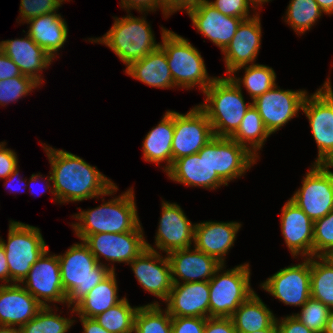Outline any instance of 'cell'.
<instances>
[{
  "label": "cell",
  "instance_id": "9",
  "mask_svg": "<svg viewBox=\"0 0 333 333\" xmlns=\"http://www.w3.org/2000/svg\"><path fill=\"white\" fill-rule=\"evenodd\" d=\"M318 147L314 164L333 162V90L330 78L315 93L306 95L302 110Z\"/></svg>",
  "mask_w": 333,
  "mask_h": 333
},
{
  "label": "cell",
  "instance_id": "7",
  "mask_svg": "<svg viewBox=\"0 0 333 333\" xmlns=\"http://www.w3.org/2000/svg\"><path fill=\"white\" fill-rule=\"evenodd\" d=\"M6 254L10 284L22 283L32 265L48 248L40 228L10 220L7 242L0 237Z\"/></svg>",
  "mask_w": 333,
  "mask_h": 333
},
{
  "label": "cell",
  "instance_id": "48",
  "mask_svg": "<svg viewBox=\"0 0 333 333\" xmlns=\"http://www.w3.org/2000/svg\"><path fill=\"white\" fill-rule=\"evenodd\" d=\"M204 333H237L231 318H206Z\"/></svg>",
  "mask_w": 333,
  "mask_h": 333
},
{
  "label": "cell",
  "instance_id": "53",
  "mask_svg": "<svg viewBox=\"0 0 333 333\" xmlns=\"http://www.w3.org/2000/svg\"><path fill=\"white\" fill-rule=\"evenodd\" d=\"M19 176V167L16 168L11 174L9 177H7L5 180L7 182H5V186L7 188H10L11 191H14V192H20L19 190H23V186H26L25 189H27L28 187V183L27 180L24 178V179H21V177H18ZM13 181H16L18 182L17 184L20 185L19 187H15L14 185V182ZM15 187V188H14Z\"/></svg>",
  "mask_w": 333,
  "mask_h": 333
},
{
  "label": "cell",
  "instance_id": "43",
  "mask_svg": "<svg viewBox=\"0 0 333 333\" xmlns=\"http://www.w3.org/2000/svg\"><path fill=\"white\" fill-rule=\"evenodd\" d=\"M64 1L66 0H20L18 20L25 24L38 16L57 12Z\"/></svg>",
  "mask_w": 333,
  "mask_h": 333
},
{
  "label": "cell",
  "instance_id": "52",
  "mask_svg": "<svg viewBox=\"0 0 333 333\" xmlns=\"http://www.w3.org/2000/svg\"><path fill=\"white\" fill-rule=\"evenodd\" d=\"M83 326L82 333H111L102 327L95 318L78 316Z\"/></svg>",
  "mask_w": 333,
  "mask_h": 333
},
{
  "label": "cell",
  "instance_id": "42",
  "mask_svg": "<svg viewBox=\"0 0 333 333\" xmlns=\"http://www.w3.org/2000/svg\"><path fill=\"white\" fill-rule=\"evenodd\" d=\"M333 250V210L314 221L313 256H326Z\"/></svg>",
  "mask_w": 333,
  "mask_h": 333
},
{
  "label": "cell",
  "instance_id": "41",
  "mask_svg": "<svg viewBox=\"0 0 333 333\" xmlns=\"http://www.w3.org/2000/svg\"><path fill=\"white\" fill-rule=\"evenodd\" d=\"M40 84L29 76H18L0 80V105L16 102L38 88Z\"/></svg>",
  "mask_w": 333,
  "mask_h": 333
},
{
  "label": "cell",
  "instance_id": "45",
  "mask_svg": "<svg viewBox=\"0 0 333 333\" xmlns=\"http://www.w3.org/2000/svg\"><path fill=\"white\" fill-rule=\"evenodd\" d=\"M206 318L172 317V333H204Z\"/></svg>",
  "mask_w": 333,
  "mask_h": 333
},
{
  "label": "cell",
  "instance_id": "60",
  "mask_svg": "<svg viewBox=\"0 0 333 333\" xmlns=\"http://www.w3.org/2000/svg\"><path fill=\"white\" fill-rule=\"evenodd\" d=\"M249 4H251V6L253 7L252 9H254L253 11L256 12L255 10L257 8L260 7V5L262 6V4L267 3L271 0H247Z\"/></svg>",
  "mask_w": 333,
  "mask_h": 333
},
{
  "label": "cell",
  "instance_id": "18",
  "mask_svg": "<svg viewBox=\"0 0 333 333\" xmlns=\"http://www.w3.org/2000/svg\"><path fill=\"white\" fill-rule=\"evenodd\" d=\"M162 256L159 252L146 248L128 265L144 291L165 302L173 281L168 258Z\"/></svg>",
  "mask_w": 333,
  "mask_h": 333
},
{
  "label": "cell",
  "instance_id": "25",
  "mask_svg": "<svg viewBox=\"0 0 333 333\" xmlns=\"http://www.w3.org/2000/svg\"><path fill=\"white\" fill-rule=\"evenodd\" d=\"M241 226L236 221L195 223L193 246L225 265V257L234 245Z\"/></svg>",
  "mask_w": 333,
  "mask_h": 333
},
{
  "label": "cell",
  "instance_id": "37",
  "mask_svg": "<svg viewBox=\"0 0 333 333\" xmlns=\"http://www.w3.org/2000/svg\"><path fill=\"white\" fill-rule=\"evenodd\" d=\"M323 13L315 0H290L284 21L299 36L312 29Z\"/></svg>",
  "mask_w": 333,
  "mask_h": 333
},
{
  "label": "cell",
  "instance_id": "12",
  "mask_svg": "<svg viewBox=\"0 0 333 333\" xmlns=\"http://www.w3.org/2000/svg\"><path fill=\"white\" fill-rule=\"evenodd\" d=\"M140 223L133 231L124 233H98L88 235L83 242L88 246L97 262L106 261L125 263L132 262L146 249V240Z\"/></svg>",
  "mask_w": 333,
  "mask_h": 333
},
{
  "label": "cell",
  "instance_id": "24",
  "mask_svg": "<svg viewBox=\"0 0 333 333\" xmlns=\"http://www.w3.org/2000/svg\"><path fill=\"white\" fill-rule=\"evenodd\" d=\"M209 281L173 284L165 301L171 317L209 318Z\"/></svg>",
  "mask_w": 333,
  "mask_h": 333
},
{
  "label": "cell",
  "instance_id": "2",
  "mask_svg": "<svg viewBox=\"0 0 333 333\" xmlns=\"http://www.w3.org/2000/svg\"><path fill=\"white\" fill-rule=\"evenodd\" d=\"M118 190L115 184L105 195L102 203L96 208L83 210L73 215L78 220L72 223L76 236L83 241L88 235L98 233H124L133 231L141 222L139 220L133 188L126 190L118 197L105 202L103 196H111Z\"/></svg>",
  "mask_w": 333,
  "mask_h": 333
},
{
  "label": "cell",
  "instance_id": "61",
  "mask_svg": "<svg viewBox=\"0 0 333 333\" xmlns=\"http://www.w3.org/2000/svg\"><path fill=\"white\" fill-rule=\"evenodd\" d=\"M323 165L326 167V168H333V162H326V163H323ZM329 173L331 174L332 178H333V171H330L329 170Z\"/></svg>",
  "mask_w": 333,
  "mask_h": 333
},
{
  "label": "cell",
  "instance_id": "22",
  "mask_svg": "<svg viewBox=\"0 0 333 333\" xmlns=\"http://www.w3.org/2000/svg\"><path fill=\"white\" fill-rule=\"evenodd\" d=\"M281 231L291 255L313 257L314 221L289 199L281 209Z\"/></svg>",
  "mask_w": 333,
  "mask_h": 333
},
{
  "label": "cell",
  "instance_id": "50",
  "mask_svg": "<svg viewBox=\"0 0 333 333\" xmlns=\"http://www.w3.org/2000/svg\"><path fill=\"white\" fill-rule=\"evenodd\" d=\"M199 0H160L163 17L168 18L169 15L177 11L187 12L190 8H193Z\"/></svg>",
  "mask_w": 333,
  "mask_h": 333
},
{
  "label": "cell",
  "instance_id": "16",
  "mask_svg": "<svg viewBox=\"0 0 333 333\" xmlns=\"http://www.w3.org/2000/svg\"><path fill=\"white\" fill-rule=\"evenodd\" d=\"M207 152L211 169L227 185L243 176L257 161L250 151L231 137L214 136L207 143Z\"/></svg>",
  "mask_w": 333,
  "mask_h": 333
},
{
  "label": "cell",
  "instance_id": "29",
  "mask_svg": "<svg viewBox=\"0 0 333 333\" xmlns=\"http://www.w3.org/2000/svg\"><path fill=\"white\" fill-rule=\"evenodd\" d=\"M57 12L38 16L26 22L29 25L27 34L43 48L54 60L58 51L68 38V25Z\"/></svg>",
  "mask_w": 333,
  "mask_h": 333
},
{
  "label": "cell",
  "instance_id": "14",
  "mask_svg": "<svg viewBox=\"0 0 333 333\" xmlns=\"http://www.w3.org/2000/svg\"><path fill=\"white\" fill-rule=\"evenodd\" d=\"M280 269L260 287L285 305L302 307L311 297L310 258Z\"/></svg>",
  "mask_w": 333,
  "mask_h": 333
},
{
  "label": "cell",
  "instance_id": "44",
  "mask_svg": "<svg viewBox=\"0 0 333 333\" xmlns=\"http://www.w3.org/2000/svg\"><path fill=\"white\" fill-rule=\"evenodd\" d=\"M207 2L225 16L242 18L246 20L259 13L256 12L253 15H249L251 12V6L247 0H207Z\"/></svg>",
  "mask_w": 333,
  "mask_h": 333
},
{
  "label": "cell",
  "instance_id": "32",
  "mask_svg": "<svg viewBox=\"0 0 333 333\" xmlns=\"http://www.w3.org/2000/svg\"><path fill=\"white\" fill-rule=\"evenodd\" d=\"M230 318L237 333H252L269 328L277 317L255 292L238 307Z\"/></svg>",
  "mask_w": 333,
  "mask_h": 333
},
{
  "label": "cell",
  "instance_id": "10",
  "mask_svg": "<svg viewBox=\"0 0 333 333\" xmlns=\"http://www.w3.org/2000/svg\"><path fill=\"white\" fill-rule=\"evenodd\" d=\"M290 198L313 221L333 210V178L323 164H312Z\"/></svg>",
  "mask_w": 333,
  "mask_h": 333
},
{
  "label": "cell",
  "instance_id": "21",
  "mask_svg": "<svg viewBox=\"0 0 333 333\" xmlns=\"http://www.w3.org/2000/svg\"><path fill=\"white\" fill-rule=\"evenodd\" d=\"M191 248L178 249L166 254L173 284L210 281L223 265L214 257L195 247Z\"/></svg>",
  "mask_w": 333,
  "mask_h": 333
},
{
  "label": "cell",
  "instance_id": "51",
  "mask_svg": "<svg viewBox=\"0 0 333 333\" xmlns=\"http://www.w3.org/2000/svg\"><path fill=\"white\" fill-rule=\"evenodd\" d=\"M23 76L19 67L0 50V80Z\"/></svg>",
  "mask_w": 333,
  "mask_h": 333
},
{
  "label": "cell",
  "instance_id": "20",
  "mask_svg": "<svg viewBox=\"0 0 333 333\" xmlns=\"http://www.w3.org/2000/svg\"><path fill=\"white\" fill-rule=\"evenodd\" d=\"M261 28L258 13L240 23L234 37L222 51L226 75L229 76L239 67L254 64L261 47Z\"/></svg>",
  "mask_w": 333,
  "mask_h": 333
},
{
  "label": "cell",
  "instance_id": "1",
  "mask_svg": "<svg viewBox=\"0 0 333 333\" xmlns=\"http://www.w3.org/2000/svg\"><path fill=\"white\" fill-rule=\"evenodd\" d=\"M43 148L51 164V183L58 203L99 199L115 185L96 166L90 165L79 156L52 148L45 143Z\"/></svg>",
  "mask_w": 333,
  "mask_h": 333
},
{
  "label": "cell",
  "instance_id": "34",
  "mask_svg": "<svg viewBox=\"0 0 333 333\" xmlns=\"http://www.w3.org/2000/svg\"><path fill=\"white\" fill-rule=\"evenodd\" d=\"M242 68L245 70L244 77H236V73ZM229 77L239 88L242 85L246 88L252 101L276 85V73L273 68L258 63L239 67Z\"/></svg>",
  "mask_w": 333,
  "mask_h": 333
},
{
  "label": "cell",
  "instance_id": "54",
  "mask_svg": "<svg viewBox=\"0 0 333 333\" xmlns=\"http://www.w3.org/2000/svg\"><path fill=\"white\" fill-rule=\"evenodd\" d=\"M0 281L3 283V285L10 284L8 262L4 251V247L1 245V243H0Z\"/></svg>",
  "mask_w": 333,
  "mask_h": 333
},
{
  "label": "cell",
  "instance_id": "11",
  "mask_svg": "<svg viewBox=\"0 0 333 333\" xmlns=\"http://www.w3.org/2000/svg\"><path fill=\"white\" fill-rule=\"evenodd\" d=\"M214 136L207 114L198 105L186 114L174 111L172 164L176 159L197 154Z\"/></svg>",
  "mask_w": 333,
  "mask_h": 333
},
{
  "label": "cell",
  "instance_id": "47",
  "mask_svg": "<svg viewBox=\"0 0 333 333\" xmlns=\"http://www.w3.org/2000/svg\"><path fill=\"white\" fill-rule=\"evenodd\" d=\"M120 6L124 10H127V13H130V10L136 9L137 11L144 13L154 12L157 9L162 10L160 0H121Z\"/></svg>",
  "mask_w": 333,
  "mask_h": 333
},
{
  "label": "cell",
  "instance_id": "55",
  "mask_svg": "<svg viewBox=\"0 0 333 333\" xmlns=\"http://www.w3.org/2000/svg\"><path fill=\"white\" fill-rule=\"evenodd\" d=\"M49 174H50V176H47V178L45 177V180L47 179V181L44 182L46 185H43L44 186L43 187L44 190L42 191L41 194H43L44 192H46V190H48V188H50L49 192H51L54 195L53 199L55 200V202H57L56 201V197H55V192H54L53 184L50 183V181H52V176H51L50 172H49ZM40 178H41V180L43 179V181H44V177L40 173H38V174H32L31 177L29 178V181L27 183H28L29 188L31 187L30 188L31 192L34 191L33 187H32V183H34V184L36 183L37 184V182H38V180ZM43 181H42V183H43ZM29 183L31 184V186H30ZM32 194H35V193L32 192Z\"/></svg>",
  "mask_w": 333,
  "mask_h": 333
},
{
  "label": "cell",
  "instance_id": "58",
  "mask_svg": "<svg viewBox=\"0 0 333 333\" xmlns=\"http://www.w3.org/2000/svg\"><path fill=\"white\" fill-rule=\"evenodd\" d=\"M279 328L277 322L275 321L269 328H265L263 330L254 331L252 333H278Z\"/></svg>",
  "mask_w": 333,
  "mask_h": 333
},
{
  "label": "cell",
  "instance_id": "59",
  "mask_svg": "<svg viewBox=\"0 0 333 333\" xmlns=\"http://www.w3.org/2000/svg\"><path fill=\"white\" fill-rule=\"evenodd\" d=\"M0 333H20L19 328L14 326L0 325Z\"/></svg>",
  "mask_w": 333,
  "mask_h": 333
},
{
  "label": "cell",
  "instance_id": "49",
  "mask_svg": "<svg viewBox=\"0 0 333 333\" xmlns=\"http://www.w3.org/2000/svg\"><path fill=\"white\" fill-rule=\"evenodd\" d=\"M276 322L280 333H315L292 314L281 319L276 318Z\"/></svg>",
  "mask_w": 333,
  "mask_h": 333
},
{
  "label": "cell",
  "instance_id": "62",
  "mask_svg": "<svg viewBox=\"0 0 333 333\" xmlns=\"http://www.w3.org/2000/svg\"><path fill=\"white\" fill-rule=\"evenodd\" d=\"M325 257L333 265V250L330 251Z\"/></svg>",
  "mask_w": 333,
  "mask_h": 333
},
{
  "label": "cell",
  "instance_id": "57",
  "mask_svg": "<svg viewBox=\"0 0 333 333\" xmlns=\"http://www.w3.org/2000/svg\"><path fill=\"white\" fill-rule=\"evenodd\" d=\"M324 333H333V309L330 311Z\"/></svg>",
  "mask_w": 333,
  "mask_h": 333
},
{
  "label": "cell",
  "instance_id": "27",
  "mask_svg": "<svg viewBox=\"0 0 333 333\" xmlns=\"http://www.w3.org/2000/svg\"><path fill=\"white\" fill-rule=\"evenodd\" d=\"M0 50L17 64L22 75L33 78L40 85L44 82L42 71L51 65L53 59L27 33L24 38L2 40Z\"/></svg>",
  "mask_w": 333,
  "mask_h": 333
},
{
  "label": "cell",
  "instance_id": "15",
  "mask_svg": "<svg viewBox=\"0 0 333 333\" xmlns=\"http://www.w3.org/2000/svg\"><path fill=\"white\" fill-rule=\"evenodd\" d=\"M306 90H283L276 84L252 101L270 134L279 131L302 110Z\"/></svg>",
  "mask_w": 333,
  "mask_h": 333
},
{
  "label": "cell",
  "instance_id": "40",
  "mask_svg": "<svg viewBox=\"0 0 333 333\" xmlns=\"http://www.w3.org/2000/svg\"><path fill=\"white\" fill-rule=\"evenodd\" d=\"M331 309L321 301L309 298L299 313H293L301 323L315 333H324Z\"/></svg>",
  "mask_w": 333,
  "mask_h": 333
},
{
  "label": "cell",
  "instance_id": "36",
  "mask_svg": "<svg viewBox=\"0 0 333 333\" xmlns=\"http://www.w3.org/2000/svg\"><path fill=\"white\" fill-rule=\"evenodd\" d=\"M134 333H172V317L158 301L139 306L134 318Z\"/></svg>",
  "mask_w": 333,
  "mask_h": 333
},
{
  "label": "cell",
  "instance_id": "38",
  "mask_svg": "<svg viewBox=\"0 0 333 333\" xmlns=\"http://www.w3.org/2000/svg\"><path fill=\"white\" fill-rule=\"evenodd\" d=\"M139 306L132 307L126 297L95 319L111 333H134V318Z\"/></svg>",
  "mask_w": 333,
  "mask_h": 333
},
{
  "label": "cell",
  "instance_id": "4",
  "mask_svg": "<svg viewBox=\"0 0 333 333\" xmlns=\"http://www.w3.org/2000/svg\"><path fill=\"white\" fill-rule=\"evenodd\" d=\"M203 94L205 101L198 106L207 114L214 135L231 137L239 128L252 102L245 103L242 88L229 76L216 77Z\"/></svg>",
  "mask_w": 333,
  "mask_h": 333
},
{
  "label": "cell",
  "instance_id": "31",
  "mask_svg": "<svg viewBox=\"0 0 333 333\" xmlns=\"http://www.w3.org/2000/svg\"><path fill=\"white\" fill-rule=\"evenodd\" d=\"M124 297L118 296V284L115 271L93 288L71 309V313L87 318H95L109 308L120 303Z\"/></svg>",
  "mask_w": 333,
  "mask_h": 333
},
{
  "label": "cell",
  "instance_id": "23",
  "mask_svg": "<svg viewBox=\"0 0 333 333\" xmlns=\"http://www.w3.org/2000/svg\"><path fill=\"white\" fill-rule=\"evenodd\" d=\"M170 180L207 190L228 186L208 164L207 144L197 153L176 159L166 172Z\"/></svg>",
  "mask_w": 333,
  "mask_h": 333
},
{
  "label": "cell",
  "instance_id": "6",
  "mask_svg": "<svg viewBox=\"0 0 333 333\" xmlns=\"http://www.w3.org/2000/svg\"><path fill=\"white\" fill-rule=\"evenodd\" d=\"M161 31L160 47L165 51L175 86L186 90L197 86L204 92L216 77L209 76L201 53L188 39L163 27Z\"/></svg>",
  "mask_w": 333,
  "mask_h": 333
},
{
  "label": "cell",
  "instance_id": "3",
  "mask_svg": "<svg viewBox=\"0 0 333 333\" xmlns=\"http://www.w3.org/2000/svg\"><path fill=\"white\" fill-rule=\"evenodd\" d=\"M58 259L68 308L74 307L112 271H115L112 264L110 266L106 263L99 264L83 241L74 243L65 253L58 255Z\"/></svg>",
  "mask_w": 333,
  "mask_h": 333
},
{
  "label": "cell",
  "instance_id": "46",
  "mask_svg": "<svg viewBox=\"0 0 333 333\" xmlns=\"http://www.w3.org/2000/svg\"><path fill=\"white\" fill-rule=\"evenodd\" d=\"M18 158L14 150L6 148V142H0V179H6L18 168Z\"/></svg>",
  "mask_w": 333,
  "mask_h": 333
},
{
  "label": "cell",
  "instance_id": "8",
  "mask_svg": "<svg viewBox=\"0 0 333 333\" xmlns=\"http://www.w3.org/2000/svg\"><path fill=\"white\" fill-rule=\"evenodd\" d=\"M224 268L223 264L209 281V317L230 318L238 307L255 293L250 285L249 263L229 270Z\"/></svg>",
  "mask_w": 333,
  "mask_h": 333
},
{
  "label": "cell",
  "instance_id": "28",
  "mask_svg": "<svg viewBox=\"0 0 333 333\" xmlns=\"http://www.w3.org/2000/svg\"><path fill=\"white\" fill-rule=\"evenodd\" d=\"M174 133V110H168L162 119L145 136L142 144L143 159L160 165L165 161L163 171L172 167V141Z\"/></svg>",
  "mask_w": 333,
  "mask_h": 333
},
{
  "label": "cell",
  "instance_id": "17",
  "mask_svg": "<svg viewBox=\"0 0 333 333\" xmlns=\"http://www.w3.org/2000/svg\"><path fill=\"white\" fill-rule=\"evenodd\" d=\"M161 217L155 235V248L146 241V248L168 254L178 249L191 247L194 241L195 223L185 215L176 203L162 201Z\"/></svg>",
  "mask_w": 333,
  "mask_h": 333
},
{
  "label": "cell",
  "instance_id": "35",
  "mask_svg": "<svg viewBox=\"0 0 333 333\" xmlns=\"http://www.w3.org/2000/svg\"><path fill=\"white\" fill-rule=\"evenodd\" d=\"M310 278L311 298L333 309V265L325 256L310 257Z\"/></svg>",
  "mask_w": 333,
  "mask_h": 333
},
{
  "label": "cell",
  "instance_id": "39",
  "mask_svg": "<svg viewBox=\"0 0 333 333\" xmlns=\"http://www.w3.org/2000/svg\"><path fill=\"white\" fill-rule=\"evenodd\" d=\"M51 306L42 307L36 316L19 328L20 333H67L75 322V319L64 318L53 310Z\"/></svg>",
  "mask_w": 333,
  "mask_h": 333
},
{
  "label": "cell",
  "instance_id": "26",
  "mask_svg": "<svg viewBox=\"0 0 333 333\" xmlns=\"http://www.w3.org/2000/svg\"><path fill=\"white\" fill-rule=\"evenodd\" d=\"M42 307L21 284H0V325L20 328Z\"/></svg>",
  "mask_w": 333,
  "mask_h": 333
},
{
  "label": "cell",
  "instance_id": "33",
  "mask_svg": "<svg viewBox=\"0 0 333 333\" xmlns=\"http://www.w3.org/2000/svg\"><path fill=\"white\" fill-rule=\"evenodd\" d=\"M270 135L258 110L252 105L246 111L239 128L231 138L259 159L258 151L262 149Z\"/></svg>",
  "mask_w": 333,
  "mask_h": 333
},
{
  "label": "cell",
  "instance_id": "30",
  "mask_svg": "<svg viewBox=\"0 0 333 333\" xmlns=\"http://www.w3.org/2000/svg\"><path fill=\"white\" fill-rule=\"evenodd\" d=\"M124 71L131 78L150 87L160 89L176 87L165 51L160 46L142 59L132 62Z\"/></svg>",
  "mask_w": 333,
  "mask_h": 333
},
{
  "label": "cell",
  "instance_id": "5",
  "mask_svg": "<svg viewBox=\"0 0 333 333\" xmlns=\"http://www.w3.org/2000/svg\"><path fill=\"white\" fill-rule=\"evenodd\" d=\"M113 18L112 27L103 37L88 40L109 47L126 67L160 46L145 16L134 17L130 13L122 18Z\"/></svg>",
  "mask_w": 333,
  "mask_h": 333
},
{
  "label": "cell",
  "instance_id": "19",
  "mask_svg": "<svg viewBox=\"0 0 333 333\" xmlns=\"http://www.w3.org/2000/svg\"><path fill=\"white\" fill-rule=\"evenodd\" d=\"M192 20V25L212 43L221 49L227 47L234 37L242 18L225 16L215 9L207 0H199L187 12Z\"/></svg>",
  "mask_w": 333,
  "mask_h": 333
},
{
  "label": "cell",
  "instance_id": "13",
  "mask_svg": "<svg viewBox=\"0 0 333 333\" xmlns=\"http://www.w3.org/2000/svg\"><path fill=\"white\" fill-rule=\"evenodd\" d=\"M49 252L48 247L32 265L22 285L43 307H49L53 302L65 305L67 297L61 282L58 255Z\"/></svg>",
  "mask_w": 333,
  "mask_h": 333
},
{
  "label": "cell",
  "instance_id": "56",
  "mask_svg": "<svg viewBox=\"0 0 333 333\" xmlns=\"http://www.w3.org/2000/svg\"><path fill=\"white\" fill-rule=\"evenodd\" d=\"M315 1L323 10L324 14L329 16L333 14V0H315Z\"/></svg>",
  "mask_w": 333,
  "mask_h": 333
}]
</instances>
